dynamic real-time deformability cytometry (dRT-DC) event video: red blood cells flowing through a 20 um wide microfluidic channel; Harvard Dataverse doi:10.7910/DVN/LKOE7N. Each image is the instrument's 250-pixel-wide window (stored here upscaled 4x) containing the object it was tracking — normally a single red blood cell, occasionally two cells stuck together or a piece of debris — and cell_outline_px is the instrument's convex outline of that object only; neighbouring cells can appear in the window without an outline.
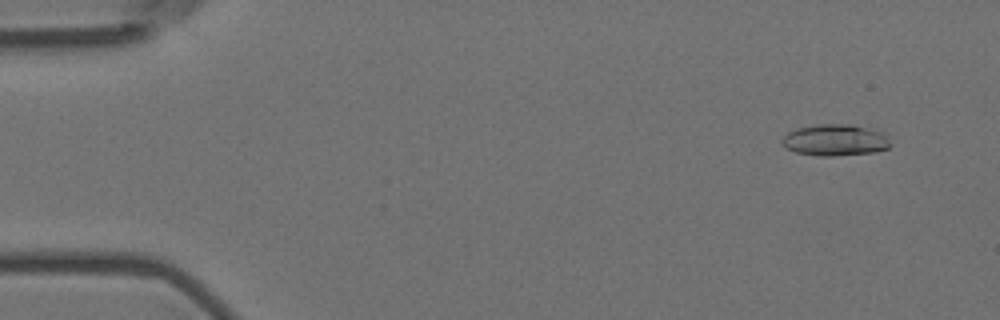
{"species": "Egyptian fruit bat (a non-hibernating species)", "species_latin": "Rousettus aegyptiacus", "temperature_condition": "room temperature", "stored_images_in_passage": 56, "camera_frame_rate_fps": 3000, "um_per_image_px": 0.085, "animal": {"sex": "female"}, "frame": {"image": 1, "passage_image": 4, "time_ms": 1.0, "image_size_px": [1000, 320], "cell_outline_px": [[892, 144], [888, 148], [872, 152], [832, 156], [820, 156], [796, 152], [788, 148], [780, 140], [788, 132], [796, 128], [816, 124], [852, 124], [880, 132]], "centroid_in_image_um": [70.95, 11.9], "position_along_channel_um": 14.0, "area_um2": 19.59}}
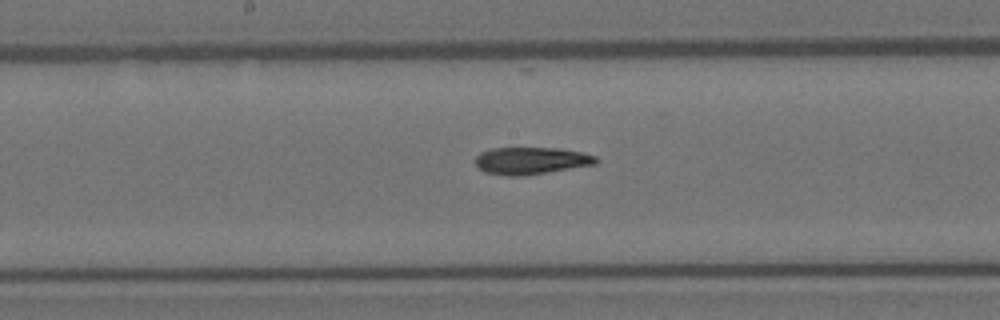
{"frame": {"image": 2, "passage_image": 29, "time_ms": 9.333, "image_size_px": [1000, 320], "cell_outline_px": [[600, 160], [596, 164], [548, 172], [520, 176], [508, 176], [484, 172], [476, 168], [476, 156], [480, 152], [492, 148], [560, 148], [580, 152], [596, 156]], "centroid_in_image_um": [45.12, 13.66], "position_along_channel_um": 203.1, "area_um2": 19.19}}
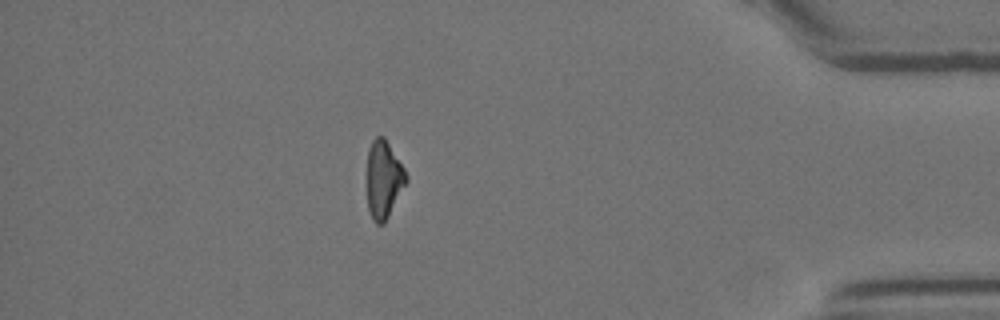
{"frame": {"image": 3, "passage_image": 49, "time_ms": 16.0, "image_size_px": [1000, 320], "cell_outline_px": [[408, 180], [384, 224], [376, 224], [372, 220], [368, 208], [368, 148], [372, 140], [376, 136], [384, 136], [404, 168], [408, 176]], "centroid_in_image_um": [32.62, 15.25], "position_along_channel_um": 402.6, "area_um2": 17.63}, "authors_computed_cell_mechanics": {"area_um2": 19.3341, "velocity_mm_per_s": 3.6345, "shape_relaxation_time_tau1_ms": 8.3704, "shape_relaxation_time_tau2_ms": 7.3499, "deformation_change_tau1": 0.2211, "deformation_change_tau2": 0.1884}}